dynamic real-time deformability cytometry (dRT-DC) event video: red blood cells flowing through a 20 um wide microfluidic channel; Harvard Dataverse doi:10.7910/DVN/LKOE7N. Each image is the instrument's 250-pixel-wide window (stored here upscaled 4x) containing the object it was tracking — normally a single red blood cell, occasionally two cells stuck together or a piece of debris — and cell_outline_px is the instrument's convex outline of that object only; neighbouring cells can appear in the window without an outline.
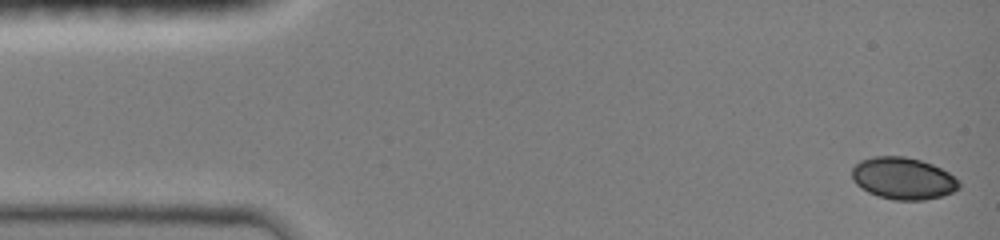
{"species": "common noctule bat (a hibernating species)", "species_latin": "Nyctalus noctula", "temperature_condition": "room temperature", "stored_images_in_passage": 11, "camera_frame_rate_fps": 3000, "um_per_image_px": 0.085, "animal": {"sex": "female", "body_mass_g": 19.0, "forearm_length_mm": 51.5}, "frame": {"image": 1, "passage_image": 1, "time_ms": 0.0, "image_size_px": [1000, 240], "cell_outline_px": [[960, 188], [952, 192], [940, 196], [924, 200], [896, 200], [880, 196], [868, 192], [856, 184], [852, 180], [852, 168], [860, 160], [876, 156], [904, 156], [920, 160], [932, 164], [948, 172], [960, 184]], "centroid_in_image_um": [76.74, 15.16], "position_along_channel_um": 8.3, "area_um2": 25.95}}
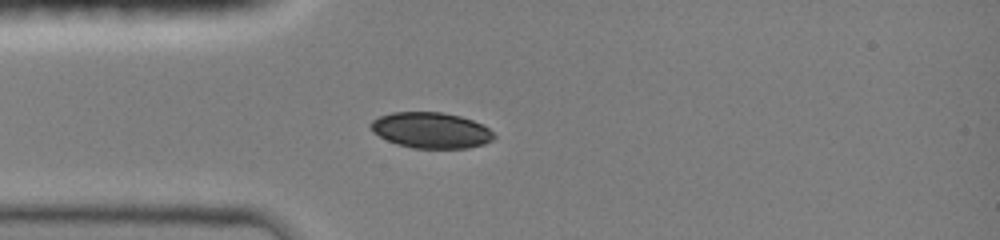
{"frame": {"image": 2, "passage_image": 10, "time_ms": 3.667, "image_size_px": [1000, 240], "cell_outline_px": [[496, 136], [492, 140], [484, 144], [468, 148], [412, 148], [396, 144], [372, 132], [368, 124], [372, 120], [380, 116], [392, 112], [440, 112], [460, 116], [472, 120], [488, 128]], "centroid_in_image_um": [36.61, 11.07], "position_along_channel_um": 48.4, "area_um2": 25.72}}